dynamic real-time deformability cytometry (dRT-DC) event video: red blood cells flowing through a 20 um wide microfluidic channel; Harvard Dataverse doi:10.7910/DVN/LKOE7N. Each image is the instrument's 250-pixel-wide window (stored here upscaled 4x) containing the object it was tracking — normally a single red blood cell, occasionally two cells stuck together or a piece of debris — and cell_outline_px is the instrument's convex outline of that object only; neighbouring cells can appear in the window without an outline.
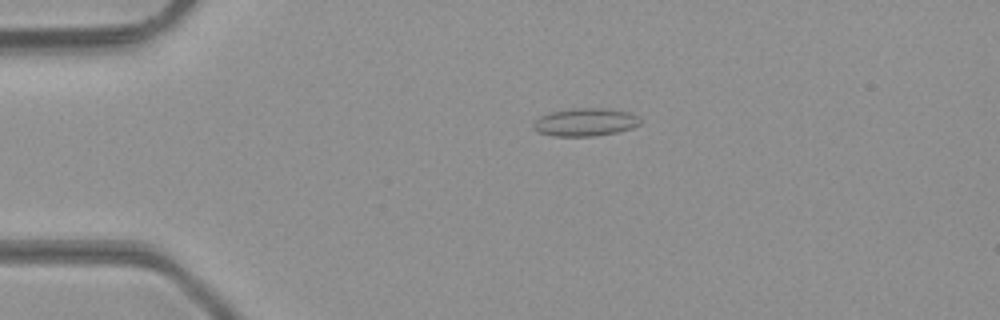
{"species": "common noctule bat (a hibernating species)", "species_latin": "Nyctalus noctula", "temperature_condition": "room temperature", "stored_images_in_passage": 48, "camera_frame_rate_fps": 3000, "um_per_image_px": 0.085, "animal": {"sex": "male", "body_mass_g": 23.1, "forearm_length_mm": 52.7}, "frame": {"image": 1, "passage_image": 11, "time_ms": 3.333, "image_size_px": [1000, 320], "cell_outline_px": [[640, 124], [632, 128], [616, 132], [596, 136], [552, 136], [540, 132], [532, 128], [532, 124], [540, 116], [552, 112], [572, 108], [608, 108], [628, 112], [640, 116]], "centroid_in_image_um": [49.76, 10.38], "position_along_channel_um": 35.2, "area_um2": 17.46}}
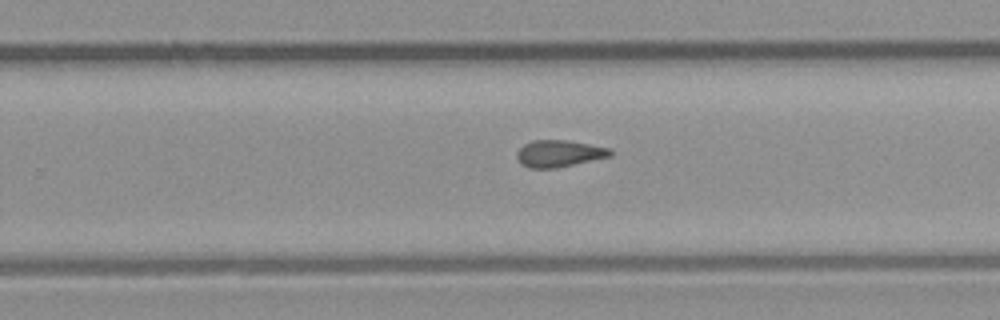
{"frame": {"image": 2, "passage_image": 31, "time_ms": 10.0, "image_size_px": [1000, 320], "cell_outline_px": [[612, 156], [556, 168], [528, 168], [520, 164], [516, 156], [516, 152], [524, 144], [532, 140], [564, 140], [588, 144], [608, 148], [612, 152]], "centroid_in_image_um": [47.47, 13.06], "position_along_channel_um": 282.3, "area_um2": 14.57}}
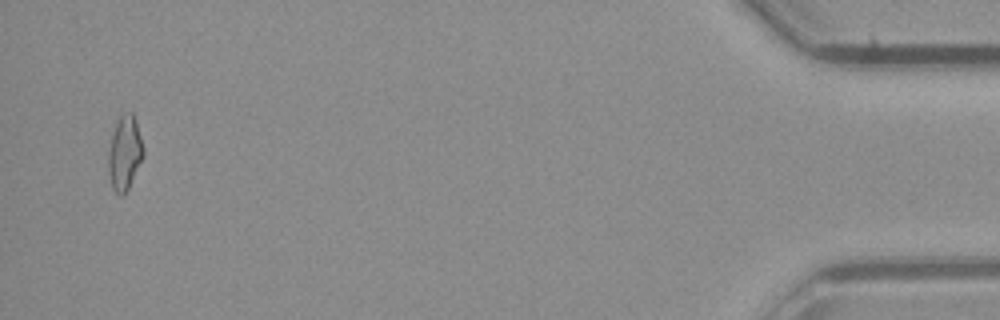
{"frame": {"image": 3, "passage_image": 47, "time_ms": 15.333, "image_size_px": [1000, 320], "cell_outline_px": [[144, 156], [128, 188], [120, 196], [112, 188], [108, 172], [108, 152], [112, 132], [120, 116], [124, 112], [132, 112], [136, 120], [144, 148]], "centroid_in_image_um": [10.6, 12.98], "position_along_channel_um": 424.6, "area_um2": 15.14}, "authors_computed_cell_mechanics": {"area_um2": 14.8546, "velocity_mm_per_s": 4.3258, "shape_relaxation_time_tau1_ms": null, "shape_relaxation_time_tau2_ms": 4.7343, "deformation_change_tau1": null, "deformation_change_tau2": 0.1203}}